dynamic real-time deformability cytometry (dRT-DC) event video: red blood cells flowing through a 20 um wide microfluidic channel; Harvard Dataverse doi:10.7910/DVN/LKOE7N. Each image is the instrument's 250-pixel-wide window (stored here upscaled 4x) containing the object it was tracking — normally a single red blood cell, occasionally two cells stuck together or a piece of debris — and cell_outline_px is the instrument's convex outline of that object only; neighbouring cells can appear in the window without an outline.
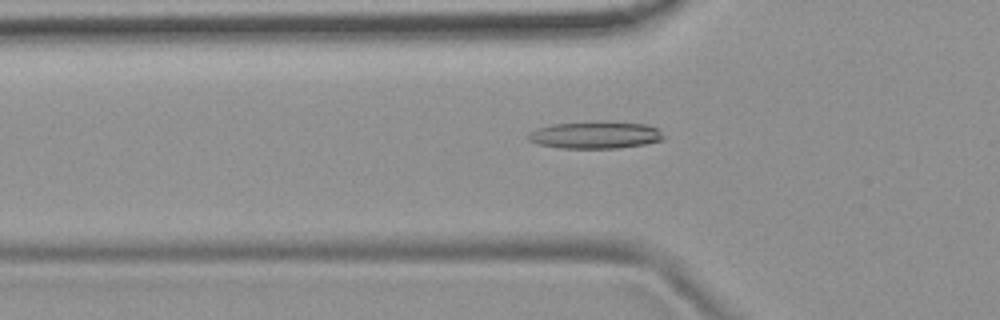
{"species": "common noctule bat (a hibernating species)", "species_latin": "Nyctalus noctula", "temperature_condition": "room temperature", "stored_images_in_passage": 52, "camera_frame_rate_fps": 3000, "um_per_image_px": 0.085, "animal": {"sex": "female", "body_mass_g": 19.9}, "frame": {"image": 1, "passage_image": 18, "time_ms": 5.667, "image_size_px": [1000, 320], "cell_outline_px": [[664, 140], [644, 144], [620, 148], [560, 148], [540, 144], [528, 140], [528, 136], [532, 132], [540, 128], [552, 124], [604, 120], [644, 124], [656, 128], [664, 136]], "centroid_in_image_um": [50.65, 11.46], "position_along_channel_um": 75.2, "area_um2": 21.44}}
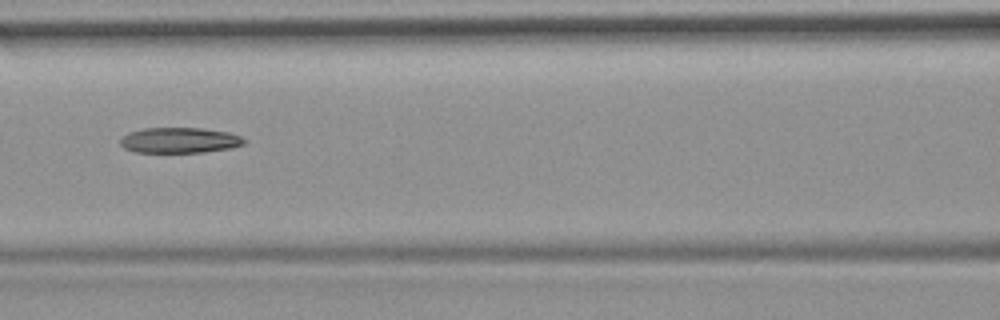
{"frame": {"image": 2, "passage_image": 24, "time_ms": 7.667, "image_size_px": [1000, 320], "cell_outline_px": [[248, 140], [244, 144], [228, 148], [204, 152], [136, 152], [124, 148], [120, 144], [120, 140], [128, 132], [144, 128], [200, 128], [228, 132], [240, 136]], "centroid_in_image_um": [15.26, 11.92], "position_along_channel_um": 151.3, "area_um2": 18.32}}
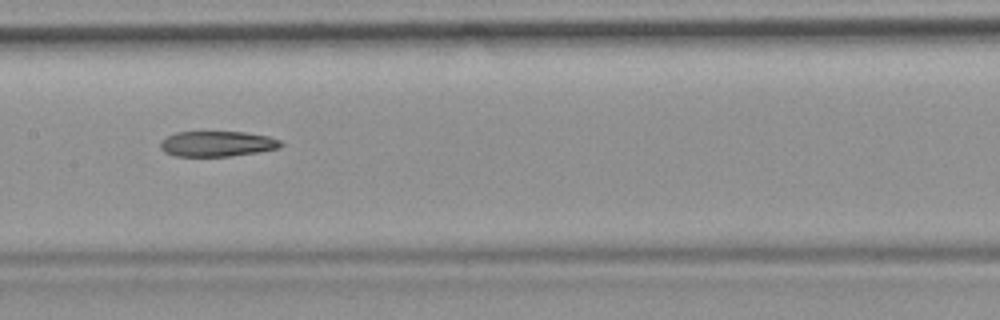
{"frame": {"image": 3, "passage_image": 27, "time_ms": 8.667, "image_size_px": [1000, 320], "cell_outline_px": [[284, 144], [280, 148], [232, 156], [176, 156], [164, 152], [160, 148], [160, 140], [176, 132], [244, 132], [268, 136], [280, 140]], "centroid_in_image_um": [18.45, 12.22], "position_along_channel_um": 188.9, "area_um2": 17.86}}